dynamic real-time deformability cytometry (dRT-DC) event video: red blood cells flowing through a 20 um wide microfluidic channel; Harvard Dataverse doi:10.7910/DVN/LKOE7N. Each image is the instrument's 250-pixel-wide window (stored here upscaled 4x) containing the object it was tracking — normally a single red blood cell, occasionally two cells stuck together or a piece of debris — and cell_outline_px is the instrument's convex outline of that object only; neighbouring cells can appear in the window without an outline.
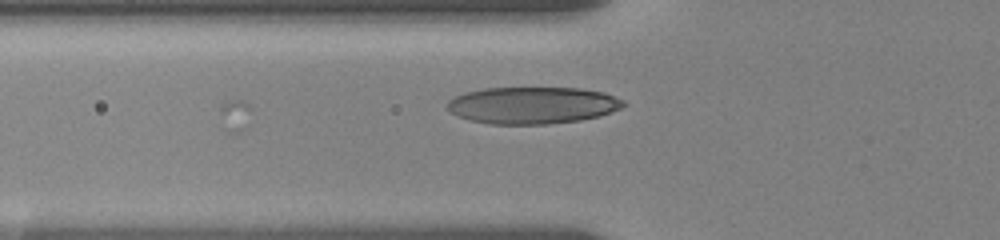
{"species": "human", "species_latin": "Homo sapiens", "temperature_condition": "room temperature", "stored_images_in_passage": 21, "camera_frame_rate_fps": 3000, "um_per_image_px": 0.085, "donor": {"sex": "female"}, "frame": {"image": 1, "passage_image": 2, "time_ms": 0.333, "image_size_px": [1000, 240], "cell_outline_px": [[624, 104], [620, 108], [612, 112], [600, 116], [580, 120], [548, 124], [492, 124], [472, 120], [460, 116], [452, 112], [448, 108], [448, 100], [464, 92], [484, 88], [580, 88], [604, 92], [624, 100]], "centroid_in_image_um": [45.29, 8.94], "position_along_channel_um": 80.5, "area_um2": 37.74}}
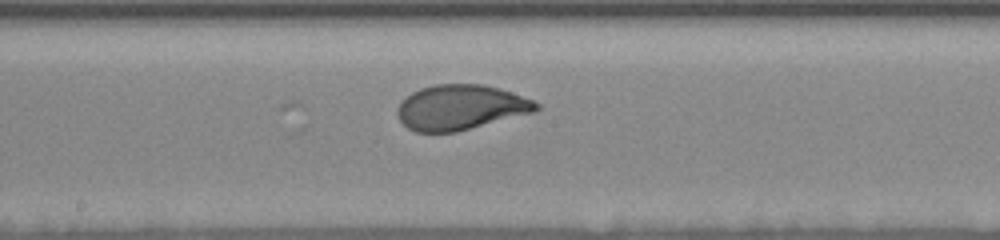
{"frame": {"image": 2, "passage_image": 8, "time_ms": 4.0, "image_size_px": [1000, 240], "cell_outline_px": [[540, 108], [532, 112], [456, 132], [416, 132], [408, 128], [400, 120], [396, 112], [400, 100], [412, 92], [420, 88], [436, 84], [484, 84], [500, 88], [532, 100], [540, 104]], "centroid_in_image_um": [39.11, 9.11], "position_along_channel_um": 209.1, "area_um2": 36.3}}
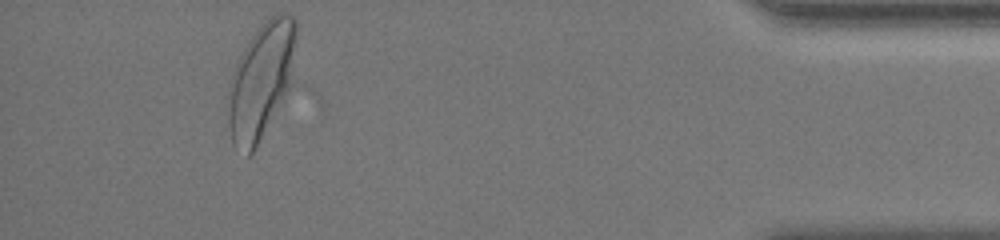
{"frame": {"image": 3, "passage_image": 19, "time_ms": 11.333, "image_size_px": [1000, 240], "cell_outline_px": [[296, 84], [252, 152], [248, 156], [232, 144], [228, 124], [228, 84], [232, 72], [244, 48], [252, 36], [272, 16], [280, 12], [284, 12], [292, 16], [296, 20]], "centroid_in_image_um": [22.26, 6.89], "position_along_channel_um": 412.9, "area_um2": 47.05}, "authors_computed_cell_mechanics": {"area_um2": 37.6278, "velocity_mm_per_s": 3.4957, "shape_relaxation_time_tau1_ms": 2.8753, "shape_relaxation_time_tau2_ms": null, "deformation_change_tau1": 0.1765, "deformation_change_tau2": null}}